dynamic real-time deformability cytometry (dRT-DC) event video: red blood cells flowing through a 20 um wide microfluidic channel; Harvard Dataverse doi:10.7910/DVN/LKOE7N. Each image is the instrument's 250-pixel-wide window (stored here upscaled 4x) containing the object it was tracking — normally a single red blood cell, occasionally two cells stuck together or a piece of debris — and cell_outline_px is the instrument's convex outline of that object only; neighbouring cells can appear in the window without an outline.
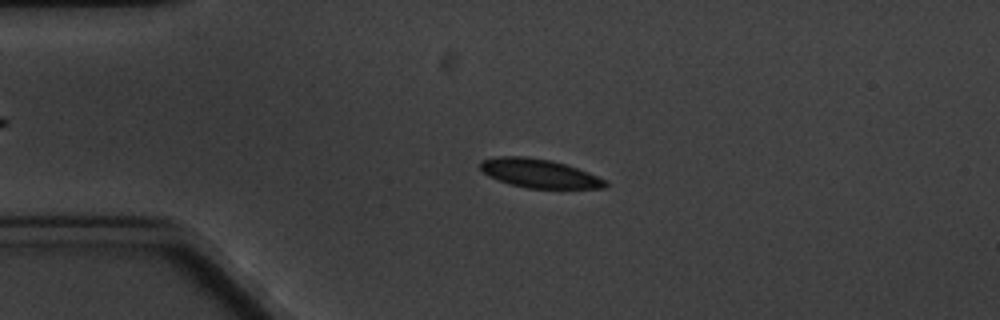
{"species": "common noctule bat (a hibernating species)", "species_latin": "Nyctalus noctula", "temperature_condition": "cold", "stored_images_in_passage": 5, "camera_frame_rate_fps": 3000, "um_per_image_px": 0.085, "animal": {"sex": "male", "body_mass_g": 20.1, "forearm_length_mm": 53.5}, "frame": {"image": 1, "passage_image": 4, "time_ms": 3.667, "image_size_px": [1000, 320], "cell_outline_px": [[608, 188], [528, 188], [508, 184], [488, 176], [480, 168], [480, 160], [500, 156], [524, 156], [552, 160], [588, 172], [604, 180], [608, 184]], "centroid_in_image_um": [45.8, 14.73], "position_along_channel_um": 39.2, "area_um2": 20.87}}